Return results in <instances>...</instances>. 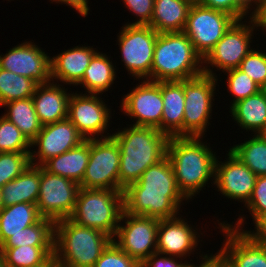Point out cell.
I'll use <instances>...</instances> for the list:
<instances>
[{
    "label": "cell",
    "instance_id": "obj_10",
    "mask_svg": "<svg viewBox=\"0 0 266 267\" xmlns=\"http://www.w3.org/2000/svg\"><path fill=\"white\" fill-rule=\"evenodd\" d=\"M71 92L68 101L67 118L75 125L77 131L85 139H97L111 137L107 133L111 124V106L100 94H86L83 92ZM103 99V100H102ZM107 133V134H106Z\"/></svg>",
    "mask_w": 266,
    "mask_h": 267
},
{
    "label": "cell",
    "instance_id": "obj_2",
    "mask_svg": "<svg viewBox=\"0 0 266 267\" xmlns=\"http://www.w3.org/2000/svg\"><path fill=\"white\" fill-rule=\"evenodd\" d=\"M205 137L173 136L167 145V157L173 166L181 193L191 200L207 184L214 185L216 152L204 142ZM208 144V145H207ZM212 181V182H209ZM209 182V183H208Z\"/></svg>",
    "mask_w": 266,
    "mask_h": 267
},
{
    "label": "cell",
    "instance_id": "obj_21",
    "mask_svg": "<svg viewBox=\"0 0 266 267\" xmlns=\"http://www.w3.org/2000/svg\"><path fill=\"white\" fill-rule=\"evenodd\" d=\"M51 56V81L76 86L82 80L90 60L98 51L93 46H74Z\"/></svg>",
    "mask_w": 266,
    "mask_h": 267
},
{
    "label": "cell",
    "instance_id": "obj_47",
    "mask_svg": "<svg viewBox=\"0 0 266 267\" xmlns=\"http://www.w3.org/2000/svg\"><path fill=\"white\" fill-rule=\"evenodd\" d=\"M256 18L258 19L260 30H263V33H265L266 32V0H261L258 3V11H257Z\"/></svg>",
    "mask_w": 266,
    "mask_h": 267
},
{
    "label": "cell",
    "instance_id": "obj_6",
    "mask_svg": "<svg viewBox=\"0 0 266 267\" xmlns=\"http://www.w3.org/2000/svg\"><path fill=\"white\" fill-rule=\"evenodd\" d=\"M123 210V192L80 188L69 219L77 225L100 230L113 239Z\"/></svg>",
    "mask_w": 266,
    "mask_h": 267
},
{
    "label": "cell",
    "instance_id": "obj_38",
    "mask_svg": "<svg viewBox=\"0 0 266 267\" xmlns=\"http://www.w3.org/2000/svg\"><path fill=\"white\" fill-rule=\"evenodd\" d=\"M31 165L30 153L0 152V188Z\"/></svg>",
    "mask_w": 266,
    "mask_h": 267
},
{
    "label": "cell",
    "instance_id": "obj_41",
    "mask_svg": "<svg viewBox=\"0 0 266 267\" xmlns=\"http://www.w3.org/2000/svg\"><path fill=\"white\" fill-rule=\"evenodd\" d=\"M248 209L255 224L260 218L266 216V175L257 176L255 186L249 201L244 205Z\"/></svg>",
    "mask_w": 266,
    "mask_h": 267
},
{
    "label": "cell",
    "instance_id": "obj_4",
    "mask_svg": "<svg viewBox=\"0 0 266 267\" xmlns=\"http://www.w3.org/2000/svg\"><path fill=\"white\" fill-rule=\"evenodd\" d=\"M111 241L100 230L62 219L54 226L53 262L56 267H93Z\"/></svg>",
    "mask_w": 266,
    "mask_h": 267
},
{
    "label": "cell",
    "instance_id": "obj_9",
    "mask_svg": "<svg viewBox=\"0 0 266 267\" xmlns=\"http://www.w3.org/2000/svg\"><path fill=\"white\" fill-rule=\"evenodd\" d=\"M121 29L117 34L116 45L118 44L124 69L134 80H151L157 31L149 25L124 24Z\"/></svg>",
    "mask_w": 266,
    "mask_h": 267
},
{
    "label": "cell",
    "instance_id": "obj_25",
    "mask_svg": "<svg viewBox=\"0 0 266 267\" xmlns=\"http://www.w3.org/2000/svg\"><path fill=\"white\" fill-rule=\"evenodd\" d=\"M90 157V139L78 146L50 158L42 167L51 174L60 175L81 183Z\"/></svg>",
    "mask_w": 266,
    "mask_h": 267
},
{
    "label": "cell",
    "instance_id": "obj_28",
    "mask_svg": "<svg viewBox=\"0 0 266 267\" xmlns=\"http://www.w3.org/2000/svg\"><path fill=\"white\" fill-rule=\"evenodd\" d=\"M111 56L97 51L90 60L88 68L85 70L82 80L77 84L83 88L86 94L106 93L111 89L117 77L116 63H113ZM115 65V66H114Z\"/></svg>",
    "mask_w": 266,
    "mask_h": 267
},
{
    "label": "cell",
    "instance_id": "obj_11",
    "mask_svg": "<svg viewBox=\"0 0 266 267\" xmlns=\"http://www.w3.org/2000/svg\"><path fill=\"white\" fill-rule=\"evenodd\" d=\"M236 21L230 14L200 3L192 4L183 32L204 58Z\"/></svg>",
    "mask_w": 266,
    "mask_h": 267
},
{
    "label": "cell",
    "instance_id": "obj_8",
    "mask_svg": "<svg viewBox=\"0 0 266 267\" xmlns=\"http://www.w3.org/2000/svg\"><path fill=\"white\" fill-rule=\"evenodd\" d=\"M219 80L207 74L183 80L185 95L183 136L205 137L211 125L214 96Z\"/></svg>",
    "mask_w": 266,
    "mask_h": 267
},
{
    "label": "cell",
    "instance_id": "obj_50",
    "mask_svg": "<svg viewBox=\"0 0 266 267\" xmlns=\"http://www.w3.org/2000/svg\"><path fill=\"white\" fill-rule=\"evenodd\" d=\"M187 1H189L191 4H196L200 2V0H187Z\"/></svg>",
    "mask_w": 266,
    "mask_h": 267
},
{
    "label": "cell",
    "instance_id": "obj_17",
    "mask_svg": "<svg viewBox=\"0 0 266 267\" xmlns=\"http://www.w3.org/2000/svg\"><path fill=\"white\" fill-rule=\"evenodd\" d=\"M84 140L68 118L44 125L31 142L30 162L32 165L42 166L50 158L69 151Z\"/></svg>",
    "mask_w": 266,
    "mask_h": 267
},
{
    "label": "cell",
    "instance_id": "obj_19",
    "mask_svg": "<svg viewBox=\"0 0 266 267\" xmlns=\"http://www.w3.org/2000/svg\"><path fill=\"white\" fill-rule=\"evenodd\" d=\"M224 161L217 157L214 187L219 195L245 205L251 198L257 176L230 150Z\"/></svg>",
    "mask_w": 266,
    "mask_h": 267
},
{
    "label": "cell",
    "instance_id": "obj_23",
    "mask_svg": "<svg viewBox=\"0 0 266 267\" xmlns=\"http://www.w3.org/2000/svg\"><path fill=\"white\" fill-rule=\"evenodd\" d=\"M160 89L163 99L161 132L169 137L183 136L185 95L183 81H162Z\"/></svg>",
    "mask_w": 266,
    "mask_h": 267
},
{
    "label": "cell",
    "instance_id": "obj_12",
    "mask_svg": "<svg viewBox=\"0 0 266 267\" xmlns=\"http://www.w3.org/2000/svg\"><path fill=\"white\" fill-rule=\"evenodd\" d=\"M120 147L111 136L90 139V157L80 188L119 191Z\"/></svg>",
    "mask_w": 266,
    "mask_h": 267
},
{
    "label": "cell",
    "instance_id": "obj_34",
    "mask_svg": "<svg viewBox=\"0 0 266 267\" xmlns=\"http://www.w3.org/2000/svg\"><path fill=\"white\" fill-rule=\"evenodd\" d=\"M37 86L32 79L0 68V106L32 97Z\"/></svg>",
    "mask_w": 266,
    "mask_h": 267
},
{
    "label": "cell",
    "instance_id": "obj_51",
    "mask_svg": "<svg viewBox=\"0 0 266 267\" xmlns=\"http://www.w3.org/2000/svg\"><path fill=\"white\" fill-rule=\"evenodd\" d=\"M217 267H224L223 264L217 259Z\"/></svg>",
    "mask_w": 266,
    "mask_h": 267
},
{
    "label": "cell",
    "instance_id": "obj_3",
    "mask_svg": "<svg viewBox=\"0 0 266 267\" xmlns=\"http://www.w3.org/2000/svg\"><path fill=\"white\" fill-rule=\"evenodd\" d=\"M112 132L120 147L119 191L136 183L143 172L167 156L169 136L157 128L126 124Z\"/></svg>",
    "mask_w": 266,
    "mask_h": 267
},
{
    "label": "cell",
    "instance_id": "obj_33",
    "mask_svg": "<svg viewBox=\"0 0 266 267\" xmlns=\"http://www.w3.org/2000/svg\"><path fill=\"white\" fill-rule=\"evenodd\" d=\"M55 223L46 218H41L37 223L20 230L10 236L0 248H13L19 246H54Z\"/></svg>",
    "mask_w": 266,
    "mask_h": 267
},
{
    "label": "cell",
    "instance_id": "obj_15",
    "mask_svg": "<svg viewBox=\"0 0 266 267\" xmlns=\"http://www.w3.org/2000/svg\"><path fill=\"white\" fill-rule=\"evenodd\" d=\"M136 84L120 101L119 111L135 119L131 125L154 127L161 131L163 115V99L160 82L151 80H137Z\"/></svg>",
    "mask_w": 266,
    "mask_h": 267
},
{
    "label": "cell",
    "instance_id": "obj_29",
    "mask_svg": "<svg viewBox=\"0 0 266 267\" xmlns=\"http://www.w3.org/2000/svg\"><path fill=\"white\" fill-rule=\"evenodd\" d=\"M36 204L17 203L0 211V246L13 234L41 219Z\"/></svg>",
    "mask_w": 266,
    "mask_h": 267
},
{
    "label": "cell",
    "instance_id": "obj_5",
    "mask_svg": "<svg viewBox=\"0 0 266 267\" xmlns=\"http://www.w3.org/2000/svg\"><path fill=\"white\" fill-rule=\"evenodd\" d=\"M203 73V58L184 32L158 33L151 81H183Z\"/></svg>",
    "mask_w": 266,
    "mask_h": 267
},
{
    "label": "cell",
    "instance_id": "obj_46",
    "mask_svg": "<svg viewBox=\"0 0 266 267\" xmlns=\"http://www.w3.org/2000/svg\"><path fill=\"white\" fill-rule=\"evenodd\" d=\"M200 253H198V252H196V254H200L199 255V258H200V260H199V263L200 264H194V263H192L193 262V260L192 259H190V261L184 266V267H208L216 258H217V255H216V253L215 254H213V252L212 253H205V252H203L202 251V253H201V250L199 251ZM192 261V262H191ZM191 262V263H190Z\"/></svg>",
    "mask_w": 266,
    "mask_h": 267
},
{
    "label": "cell",
    "instance_id": "obj_13",
    "mask_svg": "<svg viewBox=\"0 0 266 267\" xmlns=\"http://www.w3.org/2000/svg\"><path fill=\"white\" fill-rule=\"evenodd\" d=\"M79 190V183L51 174L40 166V187L36 203L39 214L54 223L69 218L74 211Z\"/></svg>",
    "mask_w": 266,
    "mask_h": 267
},
{
    "label": "cell",
    "instance_id": "obj_30",
    "mask_svg": "<svg viewBox=\"0 0 266 267\" xmlns=\"http://www.w3.org/2000/svg\"><path fill=\"white\" fill-rule=\"evenodd\" d=\"M6 267H56L54 246H19L0 248Z\"/></svg>",
    "mask_w": 266,
    "mask_h": 267
},
{
    "label": "cell",
    "instance_id": "obj_27",
    "mask_svg": "<svg viewBox=\"0 0 266 267\" xmlns=\"http://www.w3.org/2000/svg\"><path fill=\"white\" fill-rule=\"evenodd\" d=\"M191 5L187 0H154L149 26L157 33L183 32Z\"/></svg>",
    "mask_w": 266,
    "mask_h": 267
},
{
    "label": "cell",
    "instance_id": "obj_1",
    "mask_svg": "<svg viewBox=\"0 0 266 267\" xmlns=\"http://www.w3.org/2000/svg\"><path fill=\"white\" fill-rule=\"evenodd\" d=\"M183 201L188 203L189 200L179 190L167 156L149 166L136 183L123 191L124 211L131 215L175 218L182 212Z\"/></svg>",
    "mask_w": 266,
    "mask_h": 267
},
{
    "label": "cell",
    "instance_id": "obj_18",
    "mask_svg": "<svg viewBox=\"0 0 266 267\" xmlns=\"http://www.w3.org/2000/svg\"><path fill=\"white\" fill-rule=\"evenodd\" d=\"M223 232L217 259L224 267H266V247L256 242L246 232L235 230L226 224L217 227Z\"/></svg>",
    "mask_w": 266,
    "mask_h": 267
},
{
    "label": "cell",
    "instance_id": "obj_26",
    "mask_svg": "<svg viewBox=\"0 0 266 267\" xmlns=\"http://www.w3.org/2000/svg\"><path fill=\"white\" fill-rule=\"evenodd\" d=\"M40 187V166L30 165L17 178L0 188L2 207L17 203L36 204Z\"/></svg>",
    "mask_w": 266,
    "mask_h": 267
},
{
    "label": "cell",
    "instance_id": "obj_40",
    "mask_svg": "<svg viewBox=\"0 0 266 267\" xmlns=\"http://www.w3.org/2000/svg\"><path fill=\"white\" fill-rule=\"evenodd\" d=\"M93 267H141V264L121 250L112 240Z\"/></svg>",
    "mask_w": 266,
    "mask_h": 267
},
{
    "label": "cell",
    "instance_id": "obj_42",
    "mask_svg": "<svg viewBox=\"0 0 266 267\" xmlns=\"http://www.w3.org/2000/svg\"><path fill=\"white\" fill-rule=\"evenodd\" d=\"M124 3V7L135 16V22H127L124 24L129 25H150L154 0H121Z\"/></svg>",
    "mask_w": 266,
    "mask_h": 267
},
{
    "label": "cell",
    "instance_id": "obj_48",
    "mask_svg": "<svg viewBox=\"0 0 266 267\" xmlns=\"http://www.w3.org/2000/svg\"><path fill=\"white\" fill-rule=\"evenodd\" d=\"M0 267H6L3 255L0 253Z\"/></svg>",
    "mask_w": 266,
    "mask_h": 267
},
{
    "label": "cell",
    "instance_id": "obj_37",
    "mask_svg": "<svg viewBox=\"0 0 266 267\" xmlns=\"http://www.w3.org/2000/svg\"><path fill=\"white\" fill-rule=\"evenodd\" d=\"M199 3L226 12L236 20L255 17L258 11V3L255 0H200Z\"/></svg>",
    "mask_w": 266,
    "mask_h": 267
},
{
    "label": "cell",
    "instance_id": "obj_31",
    "mask_svg": "<svg viewBox=\"0 0 266 267\" xmlns=\"http://www.w3.org/2000/svg\"><path fill=\"white\" fill-rule=\"evenodd\" d=\"M6 112L1 115L5 116L23 133L31 143L40 132L42 124L40 123L35 111L32 97L20 99L3 104Z\"/></svg>",
    "mask_w": 266,
    "mask_h": 267
},
{
    "label": "cell",
    "instance_id": "obj_39",
    "mask_svg": "<svg viewBox=\"0 0 266 267\" xmlns=\"http://www.w3.org/2000/svg\"><path fill=\"white\" fill-rule=\"evenodd\" d=\"M238 69L263 88L266 85V50L252 49L242 60Z\"/></svg>",
    "mask_w": 266,
    "mask_h": 267
},
{
    "label": "cell",
    "instance_id": "obj_7",
    "mask_svg": "<svg viewBox=\"0 0 266 267\" xmlns=\"http://www.w3.org/2000/svg\"><path fill=\"white\" fill-rule=\"evenodd\" d=\"M259 29L256 16L244 19V21L236 20L203 58L204 74L219 78L215 71L224 73L238 68L247 54L254 49L251 47L254 43L252 39Z\"/></svg>",
    "mask_w": 266,
    "mask_h": 267
},
{
    "label": "cell",
    "instance_id": "obj_16",
    "mask_svg": "<svg viewBox=\"0 0 266 267\" xmlns=\"http://www.w3.org/2000/svg\"><path fill=\"white\" fill-rule=\"evenodd\" d=\"M0 68L32 79L38 85L51 81V56L32 40L0 54Z\"/></svg>",
    "mask_w": 266,
    "mask_h": 267
},
{
    "label": "cell",
    "instance_id": "obj_32",
    "mask_svg": "<svg viewBox=\"0 0 266 267\" xmlns=\"http://www.w3.org/2000/svg\"><path fill=\"white\" fill-rule=\"evenodd\" d=\"M244 142L229 147L242 163L256 176L266 175V137L263 134L251 135Z\"/></svg>",
    "mask_w": 266,
    "mask_h": 267
},
{
    "label": "cell",
    "instance_id": "obj_22",
    "mask_svg": "<svg viewBox=\"0 0 266 267\" xmlns=\"http://www.w3.org/2000/svg\"><path fill=\"white\" fill-rule=\"evenodd\" d=\"M63 86L64 84L50 81L36 87L32 99L42 126L67 118L68 101L71 93L67 90L68 87Z\"/></svg>",
    "mask_w": 266,
    "mask_h": 267
},
{
    "label": "cell",
    "instance_id": "obj_53",
    "mask_svg": "<svg viewBox=\"0 0 266 267\" xmlns=\"http://www.w3.org/2000/svg\"><path fill=\"white\" fill-rule=\"evenodd\" d=\"M1 208H2V204H1V198H0V211H1Z\"/></svg>",
    "mask_w": 266,
    "mask_h": 267
},
{
    "label": "cell",
    "instance_id": "obj_45",
    "mask_svg": "<svg viewBox=\"0 0 266 267\" xmlns=\"http://www.w3.org/2000/svg\"><path fill=\"white\" fill-rule=\"evenodd\" d=\"M50 3H56V4H66V6H69L73 10H76L77 13H79L82 17H86L90 12V7L88 6L89 0H50Z\"/></svg>",
    "mask_w": 266,
    "mask_h": 267
},
{
    "label": "cell",
    "instance_id": "obj_24",
    "mask_svg": "<svg viewBox=\"0 0 266 267\" xmlns=\"http://www.w3.org/2000/svg\"><path fill=\"white\" fill-rule=\"evenodd\" d=\"M229 113L243 131L263 134L266 130V94L263 90L242 99L230 108Z\"/></svg>",
    "mask_w": 266,
    "mask_h": 267
},
{
    "label": "cell",
    "instance_id": "obj_36",
    "mask_svg": "<svg viewBox=\"0 0 266 267\" xmlns=\"http://www.w3.org/2000/svg\"><path fill=\"white\" fill-rule=\"evenodd\" d=\"M227 92L230 93L233 100L230 102L231 107L236 102L245 99L251 95L258 93L262 90L247 74L239 70L238 68L228 70L225 73Z\"/></svg>",
    "mask_w": 266,
    "mask_h": 267
},
{
    "label": "cell",
    "instance_id": "obj_49",
    "mask_svg": "<svg viewBox=\"0 0 266 267\" xmlns=\"http://www.w3.org/2000/svg\"><path fill=\"white\" fill-rule=\"evenodd\" d=\"M208 267H217V258Z\"/></svg>",
    "mask_w": 266,
    "mask_h": 267
},
{
    "label": "cell",
    "instance_id": "obj_35",
    "mask_svg": "<svg viewBox=\"0 0 266 267\" xmlns=\"http://www.w3.org/2000/svg\"><path fill=\"white\" fill-rule=\"evenodd\" d=\"M31 143L23 133L8 120L0 116V152L30 153Z\"/></svg>",
    "mask_w": 266,
    "mask_h": 267
},
{
    "label": "cell",
    "instance_id": "obj_43",
    "mask_svg": "<svg viewBox=\"0 0 266 267\" xmlns=\"http://www.w3.org/2000/svg\"><path fill=\"white\" fill-rule=\"evenodd\" d=\"M239 217L237 218V221H235V223L232 221V223L229 224V222L227 221H221L219 222L218 219L217 220V224H226L229 227L238 230V231H242V232H246L247 234H249L256 242H258L259 244H261L262 246L266 247V216L260 218L254 225V229L253 230H245V226L244 224L247 223L246 221V217L244 216V214H239ZM246 221V222H245ZM226 222V223H225ZM245 222V223H244Z\"/></svg>",
    "mask_w": 266,
    "mask_h": 267
},
{
    "label": "cell",
    "instance_id": "obj_52",
    "mask_svg": "<svg viewBox=\"0 0 266 267\" xmlns=\"http://www.w3.org/2000/svg\"><path fill=\"white\" fill-rule=\"evenodd\" d=\"M262 90L265 92L266 94V85L262 88Z\"/></svg>",
    "mask_w": 266,
    "mask_h": 267
},
{
    "label": "cell",
    "instance_id": "obj_20",
    "mask_svg": "<svg viewBox=\"0 0 266 267\" xmlns=\"http://www.w3.org/2000/svg\"><path fill=\"white\" fill-rule=\"evenodd\" d=\"M183 215L175 218L159 219L157 230V248L156 252L164 255L176 256L185 260L186 257L194 255L195 249L201 240L202 232L199 233L191 223L188 224ZM187 221V222H186ZM194 226V227H193Z\"/></svg>",
    "mask_w": 266,
    "mask_h": 267
},
{
    "label": "cell",
    "instance_id": "obj_44",
    "mask_svg": "<svg viewBox=\"0 0 266 267\" xmlns=\"http://www.w3.org/2000/svg\"><path fill=\"white\" fill-rule=\"evenodd\" d=\"M182 260L180 257L155 252L141 263V267H184L188 261L183 263Z\"/></svg>",
    "mask_w": 266,
    "mask_h": 267
},
{
    "label": "cell",
    "instance_id": "obj_14",
    "mask_svg": "<svg viewBox=\"0 0 266 267\" xmlns=\"http://www.w3.org/2000/svg\"><path fill=\"white\" fill-rule=\"evenodd\" d=\"M159 219L131 215L123 210L113 242L140 264L157 248Z\"/></svg>",
    "mask_w": 266,
    "mask_h": 267
}]
</instances>
